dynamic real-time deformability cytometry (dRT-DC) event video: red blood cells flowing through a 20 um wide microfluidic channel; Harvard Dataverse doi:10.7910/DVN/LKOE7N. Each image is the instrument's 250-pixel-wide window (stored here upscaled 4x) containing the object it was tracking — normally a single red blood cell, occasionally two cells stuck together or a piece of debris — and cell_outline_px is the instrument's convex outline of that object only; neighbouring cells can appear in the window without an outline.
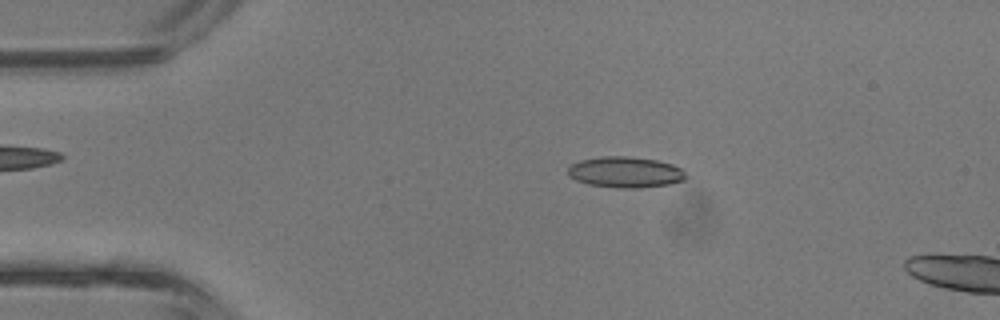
{"species": "common noctule bat (a hibernating species)", "species_latin": "Nyctalus noctula", "temperature_condition": "room temperature", "stored_images_in_passage": 5, "camera_frame_rate_fps": 3000, "um_per_image_px": 0.085, "animal": {"sex": "male", "body_mass_g": 13.3}, "frame": {"image": 1, "passage_image": 1, "time_ms": 0.0, "image_size_px": [1000, 320], "cell_outline_px": [[688, 176], [684, 180], [668, 184], [640, 188], [616, 188], [588, 184], [576, 180], [568, 176], [568, 164], [580, 160], [600, 156], [628, 156], [656, 160], [672, 164], [680, 168]], "centroid_in_image_um": [53.12, 14.63], "position_along_channel_um": 31.9, "area_um2": 21.44}}